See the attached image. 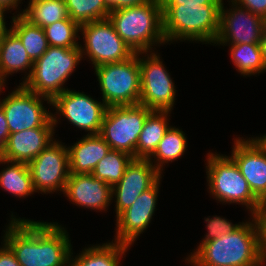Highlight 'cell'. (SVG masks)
<instances>
[{
    "instance_id": "cell-18",
    "label": "cell",
    "mask_w": 266,
    "mask_h": 266,
    "mask_svg": "<svg viewBox=\"0 0 266 266\" xmlns=\"http://www.w3.org/2000/svg\"><path fill=\"white\" fill-rule=\"evenodd\" d=\"M74 204L105 211L112 200V186L92 174H69L64 193Z\"/></svg>"
},
{
    "instance_id": "cell-4",
    "label": "cell",
    "mask_w": 266,
    "mask_h": 266,
    "mask_svg": "<svg viewBox=\"0 0 266 266\" xmlns=\"http://www.w3.org/2000/svg\"><path fill=\"white\" fill-rule=\"evenodd\" d=\"M163 34L169 41L215 42L220 29L221 5H160Z\"/></svg>"
},
{
    "instance_id": "cell-16",
    "label": "cell",
    "mask_w": 266,
    "mask_h": 266,
    "mask_svg": "<svg viewBox=\"0 0 266 266\" xmlns=\"http://www.w3.org/2000/svg\"><path fill=\"white\" fill-rule=\"evenodd\" d=\"M161 175L149 160L133 159L126 167L121 180L112 186V197H116V218L128 209L142 192L161 179Z\"/></svg>"
},
{
    "instance_id": "cell-24",
    "label": "cell",
    "mask_w": 266,
    "mask_h": 266,
    "mask_svg": "<svg viewBox=\"0 0 266 266\" xmlns=\"http://www.w3.org/2000/svg\"><path fill=\"white\" fill-rule=\"evenodd\" d=\"M1 163H7V167L0 173L1 188L19 198L31 196V194L36 192L28 164L8 161L0 157V164Z\"/></svg>"
},
{
    "instance_id": "cell-20",
    "label": "cell",
    "mask_w": 266,
    "mask_h": 266,
    "mask_svg": "<svg viewBox=\"0 0 266 266\" xmlns=\"http://www.w3.org/2000/svg\"><path fill=\"white\" fill-rule=\"evenodd\" d=\"M67 150L70 174H91L111 149L99 134H87Z\"/></svg>"
},
{
    "instance_id": "cell-9",
    "label": "cell",
    "mask_w": 266,
    "mask_h": 266,
    "mask_svg": "<svg viewBox=\"0 0 266 266\" xmlns=\"http://www.w3.org/2000/svg\"><path fill=\"white\" fill-rule=\"evenodd\" d=\"M42 100L52 105V100L27 90L23 85H19L2 99L0 106L8 122L9 132L15 133L37 127H55L58 124L56 114L53 115L46 110Z\"/></svg>"
},
{
    "instance_id": "cell-23",
    "label": "cell",
    "mask_w": 266,
    "mask_h": 266,
    "mask_svg": "<svg viewBox=\"0 0 266 266\" xmlns=\"http://www.w3.org/2000/svg\"><path fill=\"white\" fill-rule=\"evenodd\" d=\"M113 242L84 248L75 259L71 252L69 266H120V259L123 258L129 246Z\"/></svg>"
},
{
    "instance_id": "cell-34",
    "label": "cell",
    "mask_w": 266,
    "mask_h": 266,
    "mask_svg": "<svg viewBox=\"0 0 266 266\" xmlns=\"http://www.w3.org/2000/svg\"><path fill=\"white\" fill-rule=\"evenodd\" d=\"M266 20V0H232Z\"/></svg>"
},
{
    "instance_id": "cell-25",
    "label": "cell",
    "mask_w": 266,
    "mask_h": 266,
    "mask_svg": "<svg viewBox=\"0 0 266 266\" xmlns=\"http://www.w3.org/2000/svg\"><path fill=\"white\" fill-rule=\"evenodd\" d=\"M11 30L18 36L30 59L35 62L49 47L43 28L31 24L22 15L12 18Z\"/></svg>"
},
{
    "instance_id": "cell-3",
    "label": "cell",
    "mask_w": 266,
    "mask_h": 266,
    "mask_svg": "<svg viewBox=\"0 0 266 266\" xmlns=\"http://www.w3.org/2000/svg\"><path fill=\"white\" fill-rule=\"evenodd\" d=\"M108 19L117 34L135 53L152 52L155 44L166 43L159 0L113 10Z\"/></svg>"
},
{
    "instance_id": "cell-37",
    "label": "cell",
    "mask_w": 266,
    "mask_h": 266,
    "mask_svg": "<svg viewBox=\"0 0 266 266\" xmlns=\"http://www.w3.org/2000/svg\"><path fill=\"white\" fill-rule=\"evenodd\" d=\"M151 0H107V7L109 12L122 8L140 5Z\"/></svg>"
},
{
    "instance_id": "cell-39",
    "label": "cell",
    "mask_w": 266,
    "mask_h": 266,
    "mask_svg": "<svg viewBox=\"0 0 266 266\" xmlns=\"http://www.w3.org/2000/svg\"><path fill=\"white\" fill-rule=\"evenodd\" d=\"M22 1V0H21ZM20 0H0V6L4 8L6 11L10 9L16 10L18 4H20Z\"/></svg>"
},
{
    "instance_id": "cell-2",
    "label": "cell",
    "mask_w": 266,
    "mask_h": 266,
    "mask_svg": "<svg viewBox=\"0 0 266 266\" xmlns=\"http://www.w3.org/2000/svg\"><path fill=\"white\" fill-rule=\"evenodd\" d=\"M233 232L202 243L186 258L193 266H255L262 261L259 228L252 216ZM254 222V223H253Z\"/></svg>"
},
{
    "instance_id": "cell-7",
    "label": "cell",
    "mask_w": 266,
    "mask_h": 266,
    "mask_svg": "<svg viewBox=\"0 0 266 266\" xmlns=\"http://www.w3.org/2000/svg\"><path fill=\"white\" fill-rule=\"evenodd\" d=\"M102 92V101L108 106L139 104L141 94L138 52L127 60L94 67Z\"/></svg>"
},
{
    "instance_id": "cell-22",
    "label": "cell",
    "mask_w": 266,
    "mask_h": 266,
    "mask_svg": "<svg viewBox=\"0 0 266 266\" xmlns=\"http://www.w3.org/2000/svg\"><path fill=\"white\" fill-rule=\"evenodd\" d=\"M169 114L170 111H152L147 116L138 138L136 159L149 160L153 163L152 155L170 127L167 122Z\"/></svg>"
},
{
    "instance_id": "cell-36",
    "label": "cell",
    "mask_w": 266,
    "mask_h": 266,
    "mask_svg": "<svg viewBox=\"0 0 266 266\" xmlns=\"http://www.w3.org/2000/svg\"><path fill=\"white\" fill-rule=\"evenodd\" d=\"M0 266H21L14 253L5 243L0 248Z\"/></svg>"
},
{
    "instance_id": "cell-33",
    "label": "cell",
    "mask_w": 266,
    "mask_h": 266,
    "mask_svg": "<svg viewBox=\"0 0 266 266\" xmlns=\"http://www.w3.org/2000/svg\"><path fill=\"white\" fill-rule=\"evenodd\" d=\"M258 228L260 240V252L262 260L266 262V203L254 215Z\"/></svg>"
},
{
    "instance_id": "cell-41",
    "label": "cell",
    "mask_w": 266,
    "mask_h": 266,
    "mask_svg": "<svg viewBox=\"0 0 266 266\" xmlns=\"http://www.w3.org/2000/svg\"><path fill=\"white\" fill-rule=\"evenodd\" d=\"M6 10L4 8H2L0 6V35H2L3 33H5L8 29L6 27V22H5V18H4V12Z\"/></svg>"
},
{
    "instance_id": "cell-10",
    "label": "cell",
    "mask_w": 266,
    "mask_h": 266,
    "mask_svg": "<svg viewBox=\"0 0 266 266\" xmlns=\"http://www.w3.org/2000/svg\"><path fill=\"white\" fill-rule=\"evenodd\" d=\"M80 32L85 42L84 47L81 44L79 46L82 58L87 55L94 67L121 62L135 54L117 34L108 18L82 24Z\"/></svg>"
},
{
    "instance_id": "cell-28",
    "label": "cell",
    "mask_w": 266,
    "mask_h": 266,
    "mask_svg": "<svg viewBox=\"0 0 266 266\" xmlns=\"http://www.w3.org/2000/svg\"><path fill=\"white\" fill-rule=\"evenodd\" d=\"M230 55L232 62L241 75L249 76L266 72L260 44L231 45Z\"/></svg>"
},
{
    "instance_id": "cell-13",
    "label": "cell",
    "mask_w": 266,
    "mask_h": 266,
    "mask_svg": "<svg viewBox=\"0 0 266 266\" xmlns=\"http://www.w3.org/2000/svg\"><path fill=\"white\" fill-rule=\"evenodd\" d=\"M56 114L67 118L70 124L89 131L88 135H98L108 106L91 98L84 92L66 90L52 100Z\"/></svg>"
},
{
    "instance_id": "cell-1",
    "label": "cell",
    "mask_w": 266,
    "mask_h": 266,
    "mask_svg": "<svg viewBox=\"0 0 266 266\" xmlns=\"http://www.w3.org/2000/svg\"><path fill=\"white\" fill-rule=\"evenodd\" d=\"M11 217L3 243L21 266H69L72 245L64 227Z\"/></svg>"
},
{
    "instance_id": "cell-11",
    "label": "cell",
    "mask_w": 266,
    "mask_h": 266,
    "mask_svg": "<svg viewBox=\"0 0 266 266\" xmlns=\"http://www.w3.org/2000/svg\"><path fill=\"white\" fill-rule=\"evenodd\" d=\"M142 54H145L143 58L140 56ZM160 60V56L155 51L154 53L153 51L152 53L151 51L138 52L141 77L139 104L152 111L171 112L177 90H175L170 74L165 69L162 60Z\"/></svg>"
},
{
    "instance_id": "cell-42",
    "label": "cell",
    "mask_w": 266,
    "mask_h": 266,
    "mask_svg": "<svg viewBox=\"0 0 266 266\" xmlns=\"http://www.w3.org/2000/svg\"><path fill=\"white\" fill-rule=\"evenodd\" d=\"M263 264H265V261L264 260H262V261H260L257 265H255V266H263Z\"/></svg>"
},
{
    "instance_id": "cell-21",
    "label": "cell",
    "mask_w": 266,
    "mask_h": 266,
    "mask_svg": "<svg viewBox=\"0 0 266 266\" xmlns=\"http://www.w3.org/2000/svg\"><path fill=\"white\" fill-rule=\"evenodd\" d=\"M33 63L22 42L11 29L0 35V83L2 85L6 84L5 79L9 74L30 69L24 81L20 83L22 85L30 77Z\"/></svg>"
},
{
    "instance_id": "cell-17",
    "label": "cell",
    "mask_w": 266,
    "mask_h": 266,
    "mask_svg": "<svg viewBox=\"0 0 266 266\" xmlns=\"http://www.w3.org/2000/svg\"><path fill=\"white\" fill-rule=\"evenodd\" d=\"M160 179L116 218V242L131 246L147 229L156 209Z\"/></svg>"
},
{
    "instance_id": "cell-43",
    "label": "cell",
    "mask_w": 266,
    "mask_h": 266,
    "mask_svg": "<svg viewBox=\"0 0 266 266\" xmlns=\"http://www.w3.org/2000/svg\"><path fill=\"white\" fill-rule=\"evenodd\" d=\"M4 87L5 86L0 83V93L2 92V90L4 89Z\"/></svg>"
},
{
    "instance_id": "cell-31",
    "label": "cell",
    "mask_w": 266,
    "mask_h": 266,
    "mask_svg": "<svg viewBox=\"0 0 266 266\" xmlns=\"http://www.w3.org/2000/svg\"><path fill=\"white\" fill-rule=\"evenodd\" d=\"M49 46L61 48L79 47L77 42L80 25L71 18L62 19L43 28Z\"/></svg>"
},
{
    "instance_id": "cell-5",
    "label": "cell",
    "mask_w": 266,
    "mask_h": 266,
    "mask_svg": "<svg viewBox=\"0 0 266 266\" xmlns=\"http://www.w3.org/2000/svg\"><path fill=\"white\" fill-rule=\"evenodd\" d=\"M81 59L80 47L49 46L33 63L30 77L22 85L31 92L53 100L66 90L63 85Z\"/></svg>"
},
{
    "instance_id": "cell-14",
    "label": "cell",
    "mask_w": 266,
    "mask_h": 266,
    "mask_svg": "<svg viewBox=\"0 0 266 266\" xmlns=\"http://www.w3.org/2000/svg\"><path fill=\"white\" fill-rule=\"evenodd\" d=\"M231 2V9L225 10L222 1L220 29L214 44H260L266 20L234 1Z\"/></svg>"
},
{
    "instance_id": "cell-32",
    "label": "cell",
    "mask_w": 266,
    "mask_h": 266,
    "mask_svg": "<svg viewBox=\"0 0 266 266\" xmlns=\"http://www.w3.org/2000/svg\"><path fill=\"white\" fill-rule=\"evenodd\" d=\"M205 222H207L206 229L208 230V233H206L205 238H203V241H201L199 246L204 242L217 239L222 235L233 232L240 226V224L237 223L234 225L229 222V220L220 216H213L212 218L209 216L205 219Z\"/></svg>"
},
{
    "instance_id": "cell-26",
    "label": "cell",
    "mask_w": 266,
    "mask_h": 266,
    "mask_svg": "<svg viewBox=\"0 0 266 266\" xmlns=\"http://www.w3.org/2000/svg\"><path fill=\"white\" fill-rule=\"evenodd\" d=\"M19 15L41 28L70 18L65 0H30L28 7L19 12Z\"/></svg>"
},
{
    "instance_id": "cell-29",
    "label": "cell",
    "mask_w": 266,
    "mask_h": 266,
    "mask_svg": "<svg viewBox=\"0 0 266 266\" xmlns=\"http://www.w3.org/2000/svg\"><path fill=\"white\" fill-rule=\"evenodd\" d=\"M133 159V156L126 152L111 149L107 155L97 163L91 174L95 178L114 186L121 180L126 167Z\"/></svg>"
},
{
    "instance_id": "cell-8",
    "label": "cell",
    "mask_w": 266,
    "mask_h": 266,
    "mask_svg": "<svg viewBox=\"0 0 266 266\" xmlns=\"http://www.w3.org/2000/svg\"><path fill=\"white\" fill-rule=\"evenodd\" d=\"M151 112L140 104L110 106L106 110L99 135L110 149L126 152L136 159L138 138Z\"/></svg>"
},
{
    "instance_id": "cell-27",
    "label": "cell",
    "mask_w": 266,
    "mask_h": 266,
    "mask_svg": "<svg viewBox=\"0 0 266 266\" xmlns=\"http://www.w3.org/2000/svg\"><path fill=\"white\" fill-rule=\"evenodd\" d=\"M186 144L188 143L184 132L170 126L152 155L154 160L157 158L152 165L162 174L165 163L168 164V162H172L184 155L188 146Z\"/></svg>"
},
{
    "instance_id": "cell-44",
    "label": "cell",
    "mask_w": 266,
    "mask_h": 266,
    "mask_svg": "<svg viewBox=\"0 0 266 266\" xmlns=\"http://www.w3.org/2000/svg\"><path fill=\"white\" fill-rule=\"evenodd\" d=\"M263 139H264V141L266 142V134L263 136H261Z\"/></svg>"
},
{
    "instance_id": "cell-6",
    "label": "cell",
    "mask_w": 266,
    "mask_h": 266,
    "mask_svg": "<svg viewBox=\"0 0 266 266\" xmlns=\"http://www.w3.org/2000/svg\"><path fill=\"white\" fill-rule=\"evenodd\" d=\"M206 162L209 193L222 203L245 205L254 216L263 203L253 194L234 160L226 155L208 153Z\"/></svg>"
},
{
    "instance_id": "cell-19",
    "label": "cell",
    "mask_w": 266,
    "mask_h": 266,
    "mask_svg": "<svg viewBox=\"0 0 266 266\" xmlns=\"http://www.w3.org/2000/svg\"><path fill=\"white\" fill-rule=\"evenodd\" d=\"M54 131V127H37L10 133L0 157L28 164L53 142Z\"/></svg>"
},
{
    "instance_id": "cell-30",
    "label": "cell",
    "mask_w": 266,
    "mask_h": 266,
    "mask_svg": "<svg viewBox=\"0 0 266 266\" xmlns=\"http://www.w3.org/2000/svg\"><path fill=\"white\" fill-rule=\"evenodd\" d=\"M69 17L79 25L109 16L107 0H65Z\"/></svg>"
},
{
    "instance_id": "cell-15",
    "label": "cell",
    "mask_w": 266,
    "mask_h": 266,
    "mask_svg": "<svg viewBox=\"0 0 266 266\" xmlns=\"http://www.w3.org/2000/svg\"><path fill=\"white\" fill-rule=\"evenodd\" d=\"M230 156L239 167L253 194L266 203V142L258 138L234 139Z\"/></svg>"
},
{
    "instance_id": "cell-12",
    "label": "cell",
    "mask_w": 266,
    "mask_h": 266,
    "mask_svg": "<svg viewBox=\"0 0 266 266\" xmlns=\"http://www.w3.org/2000/svg\"><path fill=\"white\" fill-rule=\"evenodd\" d=\"M28 167L36 192H64L70 174L67 146L53 141L28 163Z\"/></svg>"
},
{
    "instance_id": "cell-38",
    "label": "cell",
    "mask_w": 266,
    "mask_h": 266,
    "mask_svg": "<svg viewBox=\"0 0 266 266\" xmlns=\"http://www.w3.org/2000/svg\"><path fill=\"white\" fill-rule=\"evenodd\" d=\"M10 132L8 130V122L6 120L4 111L0 106V152L6 146Z\"/></svg>"
},
{
    "instance_id": "cell-40",
    "label": "cell",
    "mask_w": 266,
    "mask_h": 266,
    "mask_svg": "<svg viewBox=\"0 0 266 266\" xmlns=\"http://www.w3.org/2000/svg\"><path fill=\"white\" fill-rule=\"evenodd\" d=\"M260 47L262 51V56L264 63L266 65V23L262 32L261 41H260Z\"/></svg>"
},
{
    "instance_id": "cell-35",
    "label": "cell",
    "mask_w": 266,
    "mask_h": 266,
    "mask_svg": "<svg viewBox=\"0 0 266 266\" xmlns=\"http://www.w3.org/2000/svg\"><path fill=\"white\" fill-rule=\"evenodd\" d=\"M160 5H221L223 0H159Z\"/></svg>"
}]
</instances>
